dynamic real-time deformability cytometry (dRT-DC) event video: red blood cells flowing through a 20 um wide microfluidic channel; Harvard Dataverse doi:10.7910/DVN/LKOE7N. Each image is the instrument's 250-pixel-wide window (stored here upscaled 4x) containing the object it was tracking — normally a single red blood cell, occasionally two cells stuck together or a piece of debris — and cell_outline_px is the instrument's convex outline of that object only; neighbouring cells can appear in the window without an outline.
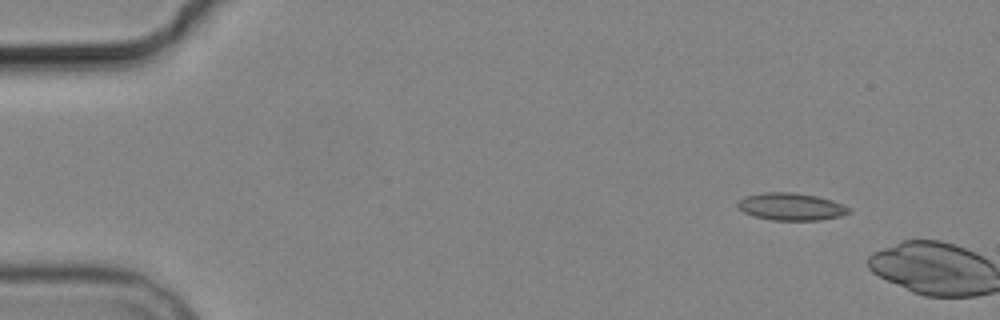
{"species": "common noctule bat (a hibernating species)", "species_latin": "Nyctalus noctula", "temperature_condition": "cold", "stored_images_in_passage": 2, "camera_frame_rate_fps": 3000, "um_per_image_px": 0.085, "animal": {"sex": "male", "body_mass_g": 19.2, "forearm_length_mm": 51.8}, "frame": {"image": 1, "passage_image": 1, "time_ms": 0.0, "image_size_px": [1000, 320], "cell_outline_px": [[852, 212], [840, 216], [820, 220], [772, 220], [752, 216], [736, 208], [736, 204], [744, 196], [760, 192], [792, 192], [816, 196], [832, 200], [844, 204], [852, 208]], "centroid_in_image_um": [67.24, 17.56], "position_along_channel_um": 17.8, "area_um2": 18.03}}